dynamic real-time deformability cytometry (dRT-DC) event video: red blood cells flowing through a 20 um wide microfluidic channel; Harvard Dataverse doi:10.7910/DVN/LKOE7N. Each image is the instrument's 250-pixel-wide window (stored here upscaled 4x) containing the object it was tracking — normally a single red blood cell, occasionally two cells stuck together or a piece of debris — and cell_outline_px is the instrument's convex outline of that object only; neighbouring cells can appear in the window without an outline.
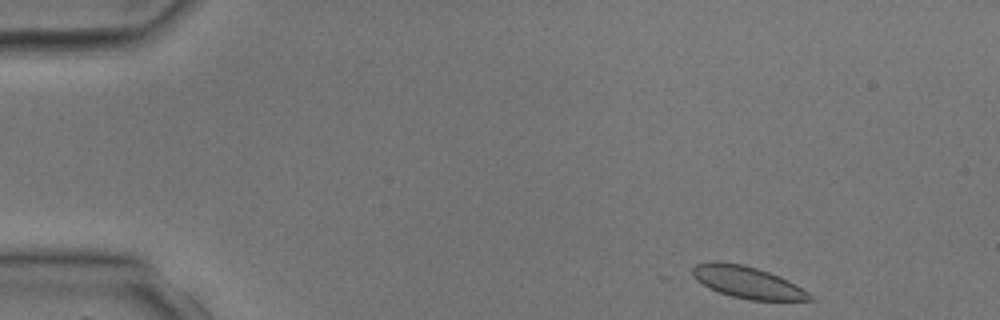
{"species": "common noctule bat (a hibernating species)", "species_latin": "Nyctalus noctula", "temperature_condition": "room temperature", "stored_images_in_passage": 3, "camera_frame_rate_fps": 3000, "um_per_image_px": 0.085, "animal": {"sex": "male", "body_mass_g": 17.9, "forearm_length_mm": 54.2}, "frame": {"image": 1, "passage_image": 1, "time_ms": 0.0, "image_size_px": [1000, 320], "cell_outline_px": [[812, 300], [752, 300], [732, 296], [708, 288], [696, 280], [692, 276], [692, 268], [696, 264], [712, 260], [720, 260], [744, 264], [780, 276], [796, 284], [808, 292], [812, 296]], "centroid_in_image_um": [63.48, 23.96], "position_along_channel_um": 21.5, "area_um2": 21.91}}
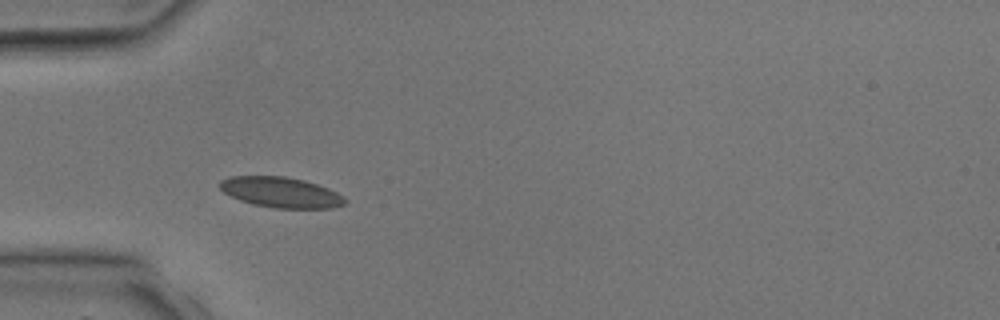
{"frame": {"image": 2, "passage_image": 3, "time_ms": 2.667, "image_size_px": [1000, 320], "cell_outline_px": [[348, 204], [332, 208], [272, 208], [252, 204], [240, 200], [224, 192], [216, 184], [220, 180], [228, 176], [284, 176], [304, 180], [328, 188], [344, 196], [348, 200]], "centroid_in_image_um": [23.88, 16.35], "position_along_channel_um": 61.1, "area_um2": 22.48}}